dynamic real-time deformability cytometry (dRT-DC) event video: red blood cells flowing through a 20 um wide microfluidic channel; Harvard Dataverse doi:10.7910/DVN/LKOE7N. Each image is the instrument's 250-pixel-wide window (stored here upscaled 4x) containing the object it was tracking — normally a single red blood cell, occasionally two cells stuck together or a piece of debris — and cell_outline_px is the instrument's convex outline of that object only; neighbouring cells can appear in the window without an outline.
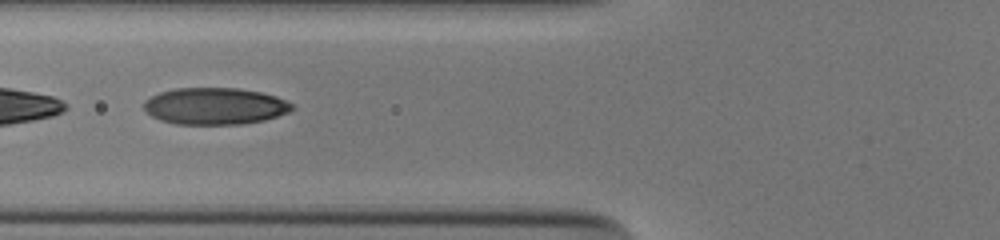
{"species": "human", "species_latin": "Homo sapiens", "temperature_condition": "cold", "stored_images_in_passage": 40, "segment_of_instrument_passage": [2, 2], "camera_frame_rate_fps": 3000, "um_per_image_px": 0.085, "donor": {"sex": "male"}, "frame": {"image": 1, "passage_image": 10, "time_ms": 3.0, "image_size_px": [1000, 240], "cell_outline_px": [[296, 108], [288, 112], [264, 120], [240, 124], [176, 124], [160, 120], [152, 116], [144, 108], [144, 100], [160, 92], [176, 88], [236, 88], [260, 92], [276, 96], [292, 104]], "centroid_in_image_um": [18.26, 9.02], "position_along_channel_um": 107.5, "area_um2": 31.62}}
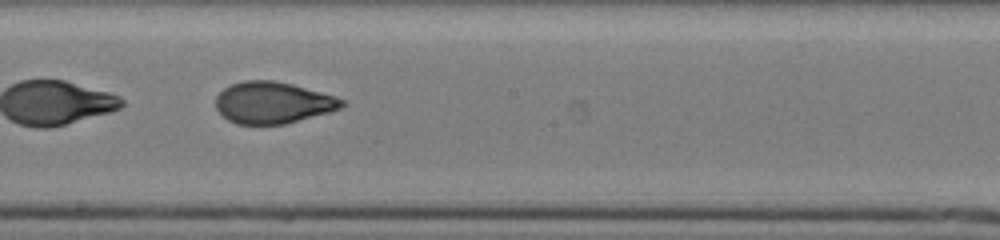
{"frame": {"image": 2, "passage_image": 19, "time_ms": 6.0, "image_size_px": [1000, 240], "cell_outline_px": [[344, 104], [340, 108], [328, 112], [284, 124], [236, 124], [228, 120], [216, 108], [216, 96], [224, 88], [232, 84], [244, 80], [272, 80], [292, 84], [332, 96], [344, 100]], "centroid_in_image_um": [23.14, 8.72], "position_along_channel_um": 225.1, "area_um2": 30.11}}
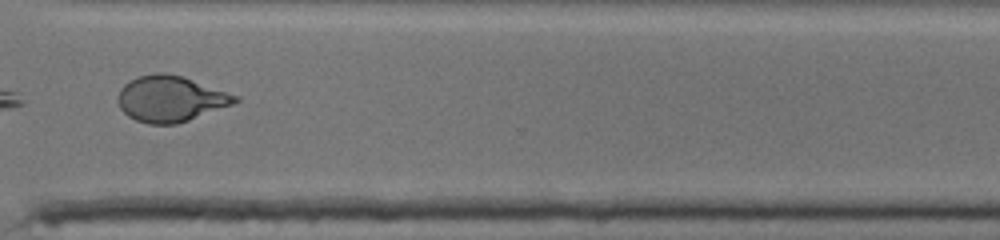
{"frame": {"image": 3, "passage_image": 29, "time_ms": 9.333, "image_size_px": [1000, 240], "cell_outline_px": [[240, 100], [236, 104], [176, 124], [148, 124], [136, 120], [128, 116], [120, 108], [116, 100], [120, 88], [124, 84], [136, 76], [156, 72], [164, 72], [180, 76], [240, 96]], "centroid_in_image_um": [14.48, 8.4], "position_along_channel_um": 356.1, "area_um2": 31.5}}